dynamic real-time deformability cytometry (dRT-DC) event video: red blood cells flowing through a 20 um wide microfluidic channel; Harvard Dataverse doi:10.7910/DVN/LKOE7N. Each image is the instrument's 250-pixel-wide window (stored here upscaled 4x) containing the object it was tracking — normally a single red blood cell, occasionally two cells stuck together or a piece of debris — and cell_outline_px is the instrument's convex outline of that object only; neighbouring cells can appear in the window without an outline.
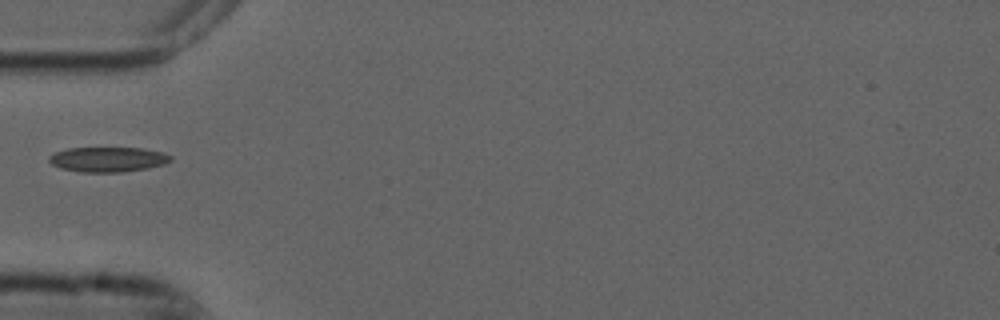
{"species": "common noctule bat (a hibernating species)", "species_latin": "Nyctalus noctula", "temperature_condition": "cold", "stored_images_in_passage": 35, "camera_frame_rate_fps": 3000, "um_per_image_px": 0.085, "animal": {"sex": "male", "forearm_length_mm": 52.5}, "frame": {"image": 1, "passage_image": 1, "time_ms": 0.0, "image_size_px": [1000, 320], "cell_outline_px": [[172, 160], [164, 164], [148, 168], [120, 172], [80, 172], [60, 168], [52, 164], [48, 160], [48, 156], [56, 152], [68, 148], [144, 148], [164, 152], [172, 156]], "centroid_in_image_um": [9.19, 13.54], "position_along_channel_um": 75.8, "area_um2": 17.74}}
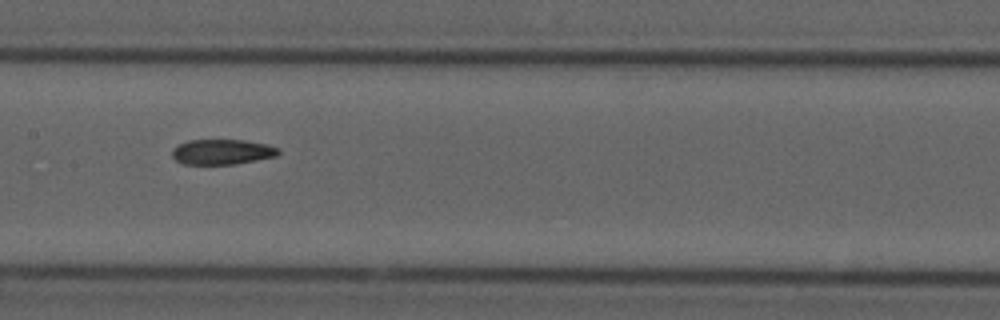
{"frame": {"image": 2, "passage_image": 10, "time_ms": 3.0, "image_size_px": [1000, 320], "cell_outline_px": [[280, 152], [276, 156], [256, 160], [232, 164], [184, 164], [176, 160], [172, 156], [172, 148], [188, 140], [244, 140], [268, 144], [280, 148]], "centroid_in_image_um": [18.89, 12.9], "position_along_channel_um": 188.5, "area_um2": 15.61}}
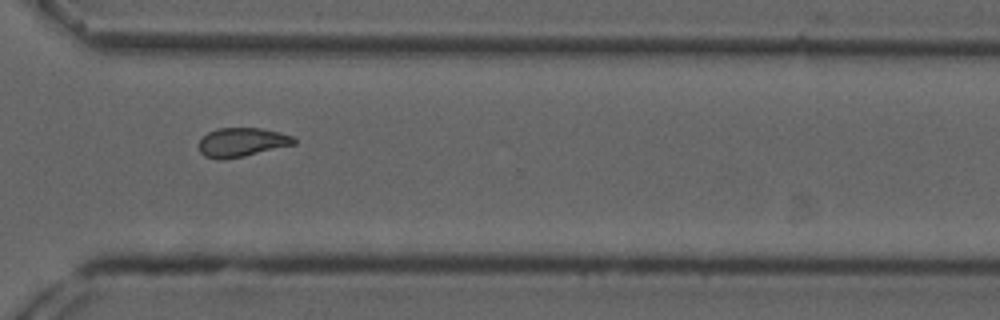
{"frame": {"image": 3, "passage_image": 23, "time_ms": 7.333, "image_size_px": [1000, 320], "cell_outline_px": [[296, 144], [244, 156], [224, 160], [216, 160], [204, 156], [200, 152], [200, 140], [208, 132], [216, 128], [260, 128], [280, 132], [292, 136], [296, 140]], "centroid_in_image_um": [20.55, 12.1], "position_along_channel_um": 350.0, "area_um2": 16.13}}